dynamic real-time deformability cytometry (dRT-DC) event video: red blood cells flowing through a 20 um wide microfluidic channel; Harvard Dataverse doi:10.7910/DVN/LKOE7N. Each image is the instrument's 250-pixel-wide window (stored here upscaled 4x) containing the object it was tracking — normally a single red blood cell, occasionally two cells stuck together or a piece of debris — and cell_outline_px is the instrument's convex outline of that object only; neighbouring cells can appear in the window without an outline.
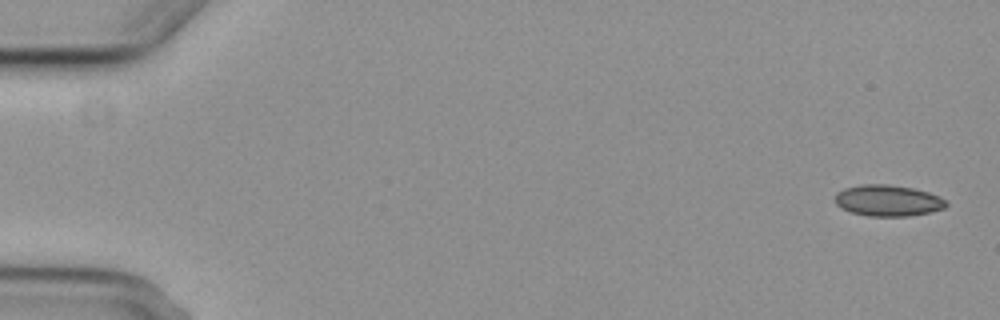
{"species": "common noctule bat (a hibernating species)", "species_latin": "Nyctalus noctula", "temperature_condition": "cold", "stored_images_in_passage": 5, "camera_frame_rate_fps": 3000, "um_per_image_px": 0.085, "animal": {"sex": "female", "body_mass_g": 29.2, "forearm_length_mm": 56.3}, "frame": {"image": 1, "passage_image": 1, "time_ms": 0.0, "image_size_px": [1000, 320], "cell_outline_px": [[948, 204], [944, 208], [928, 212], [908, 216], [868, 216], [852, 212], [840, 208], [836, 204], [836, 192], [844, 188], [860, 184], [888, 184], [912, 188], [928, 192], [940, 196]], "centroid_in_image_um": [75.45, 17.04], "position_along_channel_um": 9.6, "area_um2": 20.17}}
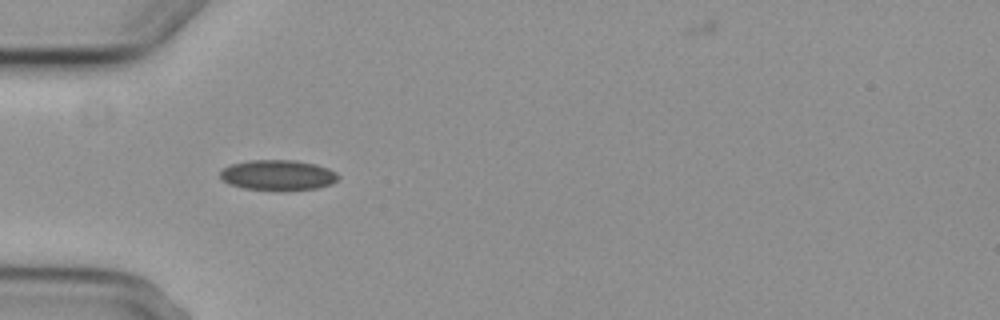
{"frame": {"image": 2, "passage_image": 5, "time_ms": 5.333, "image_size_px": [1000, 320], "cell_outline_px": [[340, 176], [332, 184], [316, 188], [244, 188], [228, 184], [220, 180], [220, 172], [224, 168], [232, 164], [248, 160], [296, 160], [316, 164], [328, 168], [336, 172]], "centroid_in_image_um": [23.61, 14.84], "position_along_channel_um": 61.4, "area_um2": 20.35}}